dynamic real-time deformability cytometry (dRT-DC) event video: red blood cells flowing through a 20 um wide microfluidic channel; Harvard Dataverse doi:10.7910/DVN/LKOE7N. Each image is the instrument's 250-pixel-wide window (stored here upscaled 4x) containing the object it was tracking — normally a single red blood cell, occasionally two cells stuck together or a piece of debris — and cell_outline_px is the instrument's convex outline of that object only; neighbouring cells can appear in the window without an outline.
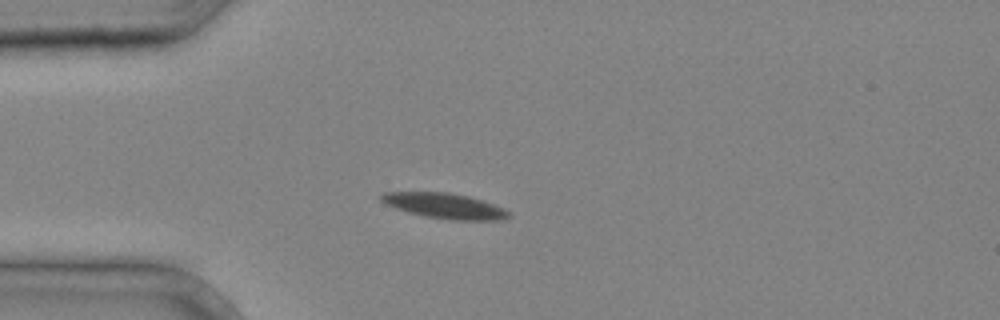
{"species": "common noctule bat (a hibernating species)", "species_latin": "Nyctalus noctula", "temperature_condition": "cold", "stored_images_in_passage": 3, "camera_frame_rate_fps": 3000, "um_per_image_px": 0.085, "animal": {"sex": "male", "body_mass_g": 20.4}, "frame": {"image": 1, "passage_image": 3, "time_ms": 0.667, "image_size_px": [1000, 320], "cell_outline_px": [[512, 216], [500, 220], [452, 220], [424, 216], [408, 212], [384, 204], [380, 200], [380, 196], [384, 192], [448, 192], [468, 196], [484, 200], [504, 208]], "centroid_in_image_um": [37.81, 17.49], "position_along_channel_um": 47.2, "area_um2": 18.9}}